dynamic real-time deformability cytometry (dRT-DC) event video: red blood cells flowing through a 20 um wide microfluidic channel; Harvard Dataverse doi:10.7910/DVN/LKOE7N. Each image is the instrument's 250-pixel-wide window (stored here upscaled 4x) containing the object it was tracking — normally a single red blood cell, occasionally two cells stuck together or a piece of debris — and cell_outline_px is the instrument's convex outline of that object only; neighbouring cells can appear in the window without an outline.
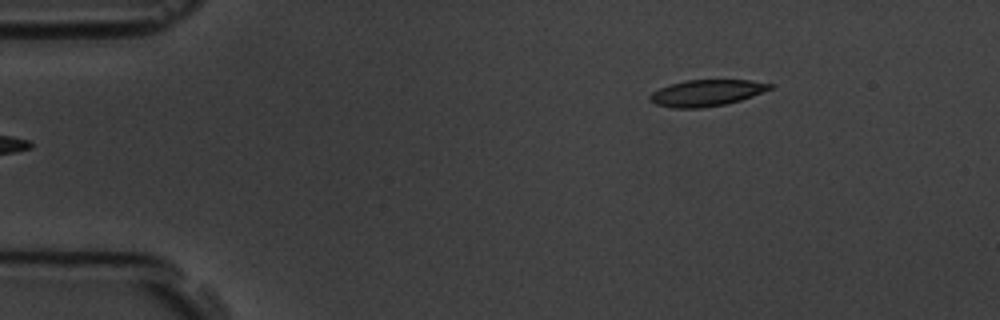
{"species": "common noctule bat (a hibernating species)", "species_latin": "Nyctalus noctula", "temperature_condition": "room temperature", "stored_images_in_passage": 3, "camera_frame_rate_fps": 3000, "um_per_image_px": 0.085, "animal": {"sex": "male", "body_mass_g": 19.5, "forearm_length_mm": 54.6}, "frame": {"image": 1, "passage_image": 1, "time_ms": 0.0, "image_size_px": [1000, 320], "cell_outline_px": [[776, 84], [772, 88], [752, 96], [740, 100], [724, 104], [700, 108], [672, 108], [656, 104], [648, 100], [648, 96], [652, 92], [660, 88], [672, 84], [688, 80], [752, 80]], "centroid_in_image_um": [60.06, 7.89], "position_along_channel_um": 24.9, "area_um2": 18.38}}